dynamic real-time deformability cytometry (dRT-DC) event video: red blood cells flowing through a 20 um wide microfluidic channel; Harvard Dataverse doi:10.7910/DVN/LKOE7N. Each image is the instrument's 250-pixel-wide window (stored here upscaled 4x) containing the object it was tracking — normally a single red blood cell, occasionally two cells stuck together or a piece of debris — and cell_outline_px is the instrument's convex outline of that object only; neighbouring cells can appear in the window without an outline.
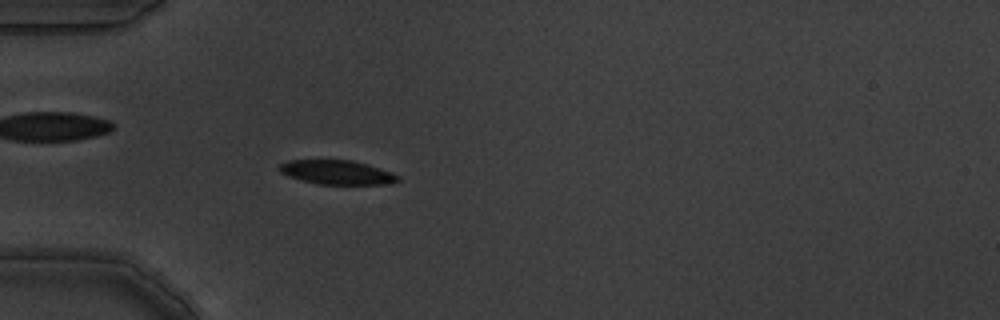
{"species": "common noctule bat (a hibernating species)", "species_latin": "Nyctalus noctula", "temperature_condition": "warm", "stored_images_in_passage": 5, "camera_frame_rate_fps": 3000, "um_per_image_px": 0.085, "animal": {"sex": "male", "body_mass_g": 19.5, "forearm_length_mm": 54.6}, "frame": {"image": 1, "passage_image": 5, "time_ms": 1.333, "image_size_px": [1000, 320], "cell_outline_px": [[400, 180], [392, 184], [316, 184], [288, 176], [280, 172], [280, 164], [288, 160], [352, 160], [368, 164], [392, 172], [400, 176]], "centroid_in_image_um": [28.69, 14.65], "position_along_channel_um": 56.3, "area_um2": 16.76}}